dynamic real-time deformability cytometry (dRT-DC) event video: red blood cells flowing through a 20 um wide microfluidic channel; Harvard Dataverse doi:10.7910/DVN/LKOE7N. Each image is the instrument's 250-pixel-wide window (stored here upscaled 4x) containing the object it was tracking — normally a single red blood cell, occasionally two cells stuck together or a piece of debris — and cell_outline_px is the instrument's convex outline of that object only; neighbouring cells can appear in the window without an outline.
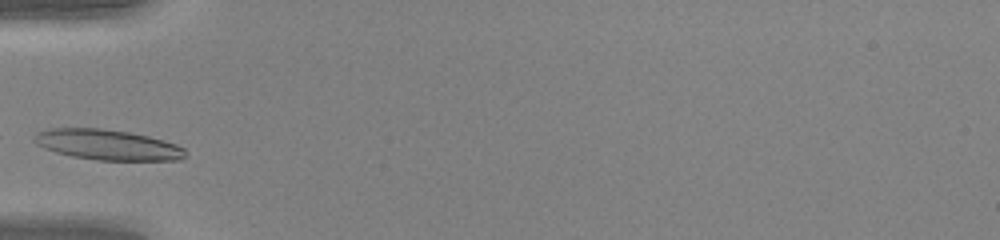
{"species": "human", "species_latin": "Homo sapiens", "temperature_condition": "warm", "stored_images_in_passage": 33, "camera_frame_rate_fps": 3000, "um_per_image_px": 0.085, "donor": {"sex": "female"}, "frame": {"image": 1, "passage_image": 1, "time_ms": 0.0, "image_size_px": [1000, 240], "cell_outline_px": [[188, 156], [180, 160], [96, 160], [72, 156], [56, 152], [44, 148], [36, 144], [32, 140], [36, 132], [52, 128], [100, 128], [128, 132], [148, 136], [164, 140], [176, 144], [184, 148]], "centroid_in_image_um": [9.14, 12.31], "position_along_channel_um": 75.9, "area_um2": 26.88}}
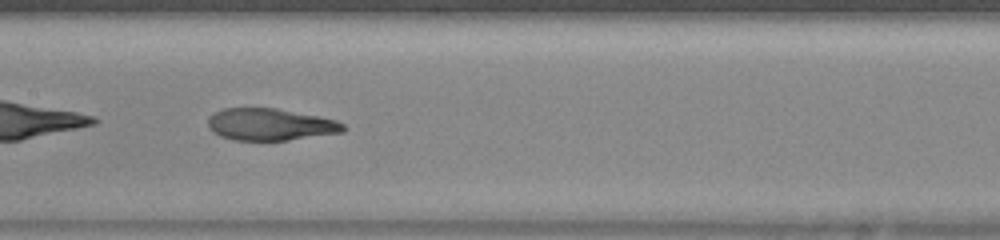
{"frame": {"image": 2, "passage_image": 9, "time_ms": 2.667, "image_size_px": [1000, 240], "cell_outline_px": [[344, 132], [288, 140], [236, 140], [220, 136], [212, 132], [208, 128], [208, 116], [224, 108], [276, 108], [320, 116], [336, 120], [344, 124]], "centroid_in_image_um": [22.96, 10.58], "position_along_channel_um": 184.4, "area_um2": 25.26}}
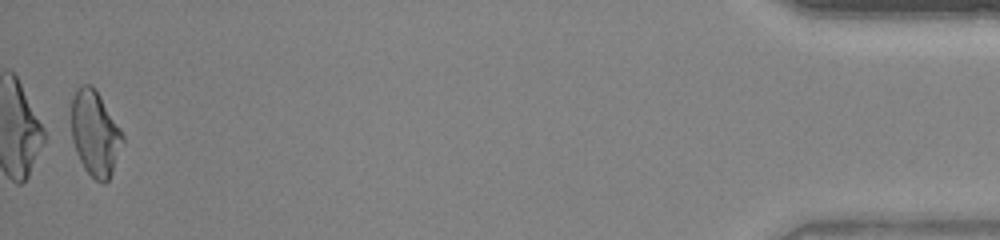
{"frame": {"image": 3, "passage_image": 32, "time_ms": 10.333, "image_size_px": [1000, 240], "cell_outline_px": [[124, 144], [112, 172], [108, 180], [104, 184], [96, 180], [84, 168], [76, 152], [72, 140], [72, 96], [76, 88], [80, 84], [92, 84], [100, 96], [120, 128], [124, 136]], "centroid_in_image_um": [8.08, 11.33], "position_along_channel_um": 427.1, "area_um2": 25.49}}